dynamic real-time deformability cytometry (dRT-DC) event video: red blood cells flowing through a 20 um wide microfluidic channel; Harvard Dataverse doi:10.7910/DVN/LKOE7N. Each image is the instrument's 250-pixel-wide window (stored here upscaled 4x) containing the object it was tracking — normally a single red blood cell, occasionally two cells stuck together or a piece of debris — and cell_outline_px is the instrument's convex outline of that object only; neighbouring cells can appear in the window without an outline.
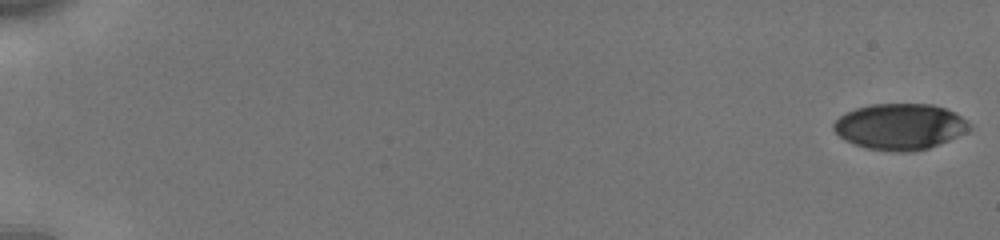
{"species": "human", "species_latin": "Homo sapiens", "temperature_condition": "cold", "stored_images_in_passage": 47, "camera_frame_rate_fps": 3000, "um_per_image_px": 0.085, "donor": {"sex": "male"}, "frame": {"image": 1, "passage_image": 1, "time_ms": 0.0, "image_size_px": [1000, 240], "cell_outline_px": [[972, 128], [968, 132], [928, 148], [912, 152], [892, 152], [868, 148], [852, 144], [844, 140], [832, 128], [832, 124], [844, 112], [856, 108], [872, 104], [932, 104], [944, 108], [960, 116], [972, 124]], "centroid_in_image_um": [76.48, 10.77], "position_along_channel_um": 8.5, "area_um2": 36.59}}
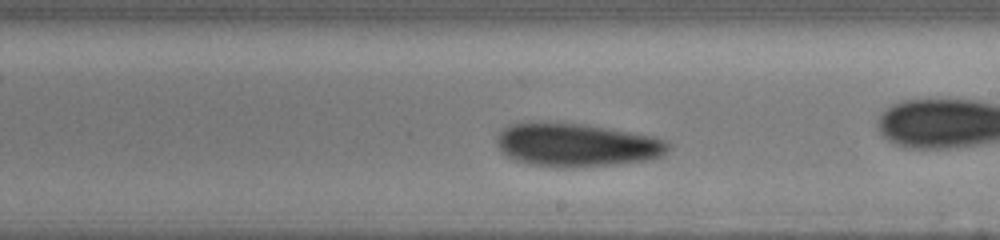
{"frame": {"image": 2, "passage_image": 32, "time_ms": 10.333, "image_size_px": [1000, 240], "cell_outline_px": [[672, 148], [668, 152], [652, 160], [616, 164], [572, 168], [560, 168], [528, 164], [512, 160], [504, 156], [496, 144], [496, 136], [508, 124], [532, 120], [540, 120], [588, 124], [652, 136], [668, 140], [672, 144]], "centroid_in_image_um": [48.98, 12.3], "position_along_channel_um": 240.0, "area_um2": 44.91}}
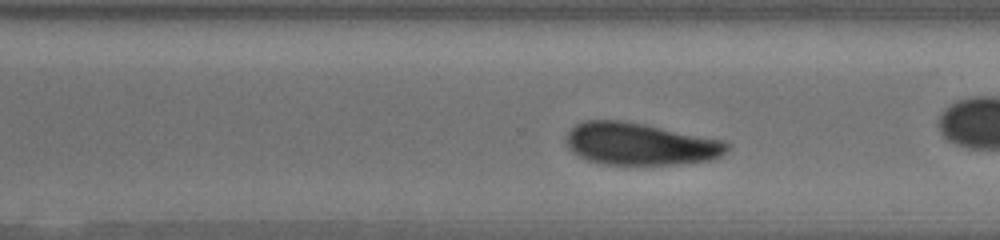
{"frame": {"image": 3, "passage_image": 38, "time_ms": 12.333, "image_size_px": [1000, 240], "cell_outline_px": [[732, 144], [728, 152], [712, 160], [676, 164], [604, 164], [588, 160], [572, 152], [568, 148], [568, 132], [576, 124], [584, 120], [620, 120], [644, 124], [724, 140]], "centroid_in_image_um": [54.47, 12.23], "position_along_channel_um": 316.1, "area_um2": 39.54}, "authors_computed_cell_mechanics": {"area_um2": 39.6508, "velocity_mm_per_s": 3.8032, "shape_relaxation_time_tau1_ms": 2.3739, "shape_relaxation_time_tau2_ms": 7.4893, "deformation_change_tau1": 0.1057, "deformation_change_tau2": 0.0953}}